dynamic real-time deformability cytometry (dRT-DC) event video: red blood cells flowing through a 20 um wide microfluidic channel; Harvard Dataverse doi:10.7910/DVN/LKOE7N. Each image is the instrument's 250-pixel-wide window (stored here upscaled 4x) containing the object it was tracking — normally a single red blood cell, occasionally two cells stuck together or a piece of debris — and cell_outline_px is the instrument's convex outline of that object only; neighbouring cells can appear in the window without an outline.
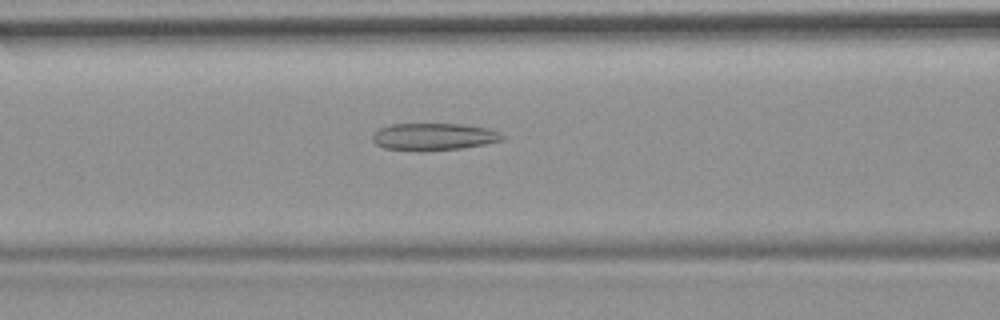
{"species": "common noctule bat (a hibernating species)", "species_latin": "Nyctalus noctula", "temperature_condition": "room temperature", "stored_images_in_passage": 41, "camera_frame_rate_fps": 3000, "um_per_image_px": 0.085, "animal": {"sex": "female", "body_mass_g": 19.9}, "frame": {"image": 1, "passage_image": 9, "time_ms": 2.667, "image_size_px": [1000, 320], "cell_outline_px": [[504, 140], [484, 144], [460, 148], [384, 148], [376, 144], [372, 140], [372, 136], [380, 128], [392, 124], [460, 124], [488, 128], [500, 132], [504, 136]], "centroid_in_image_um": [36.92, 11.57], "position_along_channel_um": 129.7, "area_um2": 19.54}}
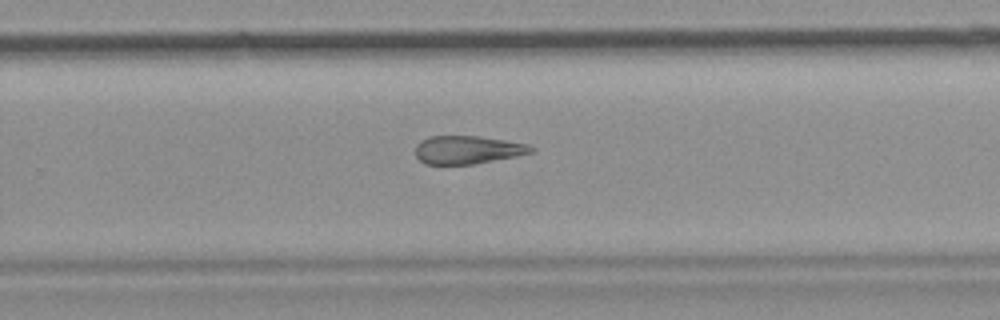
{"frame": {"image": 2, "passage_image": 22, "time_ms": 7.0, "image_size_px": [1000, 320], "cell_outline_px": [[536, 148], [532, 152], [516, 156], [472, 164], [424, 164], [416, 156], [416, 144], [420, 140], [428, 136], [480, 136], [528, 144]], "centroid_in_image_um": [39.72, 12.72], "position_along_channel_um": 290.1, "area_um2": 18.96}}
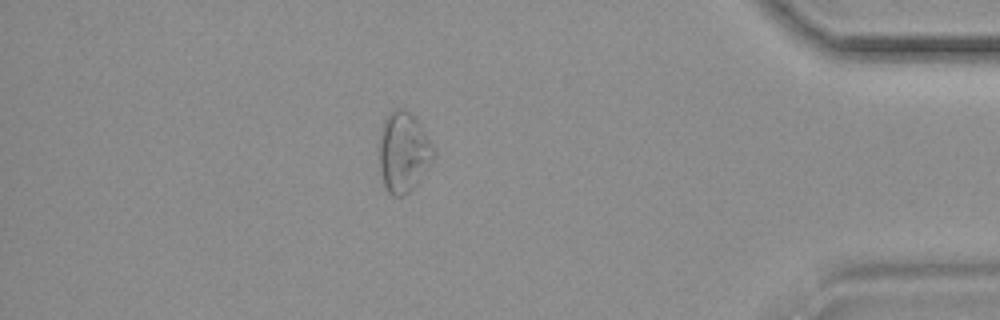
{"frame": {"image": 3, "passage_image": 34, "time_ms": 11.0, "image_size_px": [1000, 320], "cell_outline_px": [[436, 156], [416, 184], [404, 196], [392, 196], [388, 192], [384, 184], [380, 168], [380, 144], [384, 120], [388, 112], [396, 108], [400, 108], [408, 112], [420, 124], [432, 144]], "centroid_in_image_um": [34.31, 12.94], "position_along_channel_um": 400.9, "area_um2": 24.97}, "authors_computed_cell_mechanics": {"area_um2": 21.3282, "velocity_mm_per_s": 3.72, "shape_relaxation_time_tau1_ms": null, "shape_relaxation_time_tau2_ms": 5.7262, "deformation_change_tau1": null, "deformation_change_tau2": 0.1648}}